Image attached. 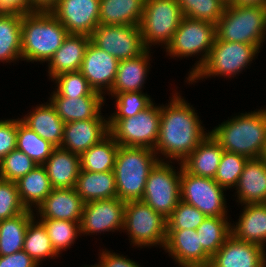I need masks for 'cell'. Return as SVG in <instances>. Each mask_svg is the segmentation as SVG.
Listing matches in <instances>:
<instances>
[{
    "label": "cell",
    "mask_w": 266,
    "mask_h": 267,
    "mask_svg": "<svg viewBox=\"0 0 266 267\" xmlns=\"http://www.w3.org/2000/svg\"><path fill=\"white\" fill-rule=\"evenodd\" d=\"M169 100L168 105H161L160 130L153 150L159 161L177 160L181 163L209 131H204L206 128L202 126L195 108L180 93H173Z\"/></svg>",
    "instance_id": "1"
},
{
    "label": "cell",
    "mask_w": 266,
    "mask_h": 267,
    "mask_svg": "<svg viewBox=\"0 0 266 267\" xmlns=\"http://www.w3.org/2000/svg\"><path fill=\"white\" fill-rule=\"evenodd\" d=\"M218 125L209 132L224 151L247 158L262 157L266 147V107L228 117Z\"/></svg>",
    "instance_id": "2"
},
{
    "label": "cell",
    "mask_w": 266,
    "mask_h": 267,
    "mask_svg": "<svg viewBox=\"0 0 266 267\" xmlns=\"http://www.w3.org/2000/svg\"><path fill=\"white\" fill-rule=\"evenodd\" d=\"M68 34L66 28L50 11L23 14L22 61L48 63Z\"/></svg>",
    "instance_id": "3"
},
{
    "label": "cell",
    "mask_w": 266,
    "mask_h": 267,
    "mask_svg": "<svg viewBox=\"0 0 266 267\" xmlns=\"http://www.w3.org/2000/svg\"><path fill=\"white\" fill-rule=\"evenodd\" d=\"M158 161L153 149L119 146L113 169L117 197L125 202L141 200L149 173Z\"/></svg>",
    "instance_id": "4"
},
{
    "label": "cell",
    "mask_w": 266,
    "mask_h": 267,
    "mask_svg": "<svg viewBox=\"0 0 266 267\" xmlns=\"http://www.w3.org/2000/svg\"><path fill=\"white\" fill-rule=\"evenodd\" d=\"M216 38L256 45L261 50L266 40V6L226 5L216 24Z\"/></svg>",
    "instance_id": "5"
},
{
    "label": "cell",
    "mask_w": 266,
    "mask_h": 267,
    "mask_svg": "<svg viewBox=\"0 0 266 267\" xmlns=\"http://www.w3.org/2000/svg\"><path fill=\"white\" fill-rule=\"evenodd\" d=\"M216 38V25L207 21L183 17L171 41L166 46V53L171 58L199 56L191 68L187 81L204 65Z\"/></svg>",
    "instance_id": "6"
},
{
    "label": "cell",
    "mask_w": 266,
    "mask_h": 267,
    "mask_svg": "<svg viewBox=\"0 0 266 267\" xmlns=\"http://www.w3.org/2000/svg\"><path fill=\"white\" fill-rule=\"evenodd\" d=\"M256 45L235 43L215 38L210 54L204 65L187 81L190 85L198 80L211 77H236L248 68L258 56ZM197 81V82H196Z\"/></svg>",
    "instance_id": "7"
},
{
    "label": "cell",
    "mask_w": 266,
    "mask_h": 267,
    "mask_svg": "<svg viewBox=\"0 0 266 267\" xmlns=\"http://www.w3.org/2000/svg\"><path fill=\"white\" fill-rule=\"evenodd\" d=\"M161 105L152 103L136 116L108 118L109 134L119 146L154 149L160 130Z\"/></svg>",
    "instance_id": "8"
},
{
    "label": "cell",
    "mask_w": 266,
    "mask_h": 267,
    "mask_svg": "<svg viewBox=\"0 0 266 267\" xmlns=\"http://www.w3.org/2000/svg\"><path fill=\"white\" fill-rule=\"evenodd\" d=\"M183 17L177 0H145L139 24L144 47L156 44L166 48Z\"/></svg>",
    "instance_id": "9"
},
{
    "label": "cell",
    "mask_w": 266,
    "mask_h": 267,
    "mask_svg": "<svg viewBox=\"0 0 266 267\" xmlns=\"http://www.w3.org/2000/svg\"><path fill=\"white\" fill-rule=\"evenodd\" d=\"M133 246L145 248L157 245L164 248L167 219L141 200L125 203L124 228Z\"/></svg>",
    "instance_id": "10"
},
{
    "label": "cell",
    "mask_w": 266,
    "mask_h": 267,
    "mask_svg": "<svg viewBox=\"0 0 266 267\" xmlns=\"http://www.w3.org/2000/svg\"><path fill=\"white\" fill-rule=\"evenodd\" d=\"M174 161H158L147 178L142 202L168 219L180 201V168L172 166ZM171 163V165H170Z\"/></svg>",
    "instance_id": "11"
},
{
    "label": "cell",
    "mask_w": 266,
    "mask_h": 267,
    "mask_svg": "<svg viewBox=\"0 0 266 267\" xmlns=\"http://www.w3.org/2000/svg\"><path fill=\"white\" fill-rule=\"evenodd\" d=\"M222 188L213 178L198 177L181 168L180 200L210 217L227 216V201Z\"/></svg>",
    "instance_id": "12"
},
{
    "label": "cell",
    "mask_w": 266,
    "mask_h": 267,
    "mask_svg": "<svg viewBox=\"0 0 266 267\" xmlns=\"http://www.w3.org/2000/svg\"><path fill=\"white\" fill-rule=\"evenodd\" d=\"M90 39L118 61L137 57L146 50L140 28L135 25H98Z\"/></svg>",
    "instance_id": "13"
},
{
    "label": "cell",
    "mask_w": 266,
    "mask_h": 267,
    "mask_svg": "<svg viewBox=\"0 0 266 267\" xmlns=\"http://www.w3.org/2000/svg\"><path fill=\"white\" fill-rule=\"evenodd\" d=\"M125 203L118 197L84 203L80 220L81 236L123 230Z\"/></svg>",
    "instance_id": "14"
},
{
    "label": "cell",
    "mask_w": 266,
    "mask_h": 267,
    "mask_svg": "<svg viewBox=\"0 0 266 267\" xmlns=\"http://www.w3.org/2000/svg\"><path fill=\"white\" fill-rule=\"evenodd\" d=\"M100 0H58L50 12L69 34L91 36L99 25Z\"/></svg>",
    "instance_id": "15"
},
{
    "label": "cell",
    "mask_w": 266,
    "mask_h": 267,
    "mask_svg": "<svg viewBox=\"0 0 266 267\" xmlns=\"http://www.w3.org/2000/svg\"><path fill=\"white\" fill-rule=\"evenodd\" d=\"M163 250L181 267H209L211 261L194 229H167Z\"/></svg>",
    "instance_id": "16"
},
{
    "label": "cell",
    "mask_w": 266,
    "mask_h": 267,
    "mask_svg": "<svg viewBox=\"0 0 266 267\" xmlns=\"http://www.w3.org/2000/svg\"><path fill=\"white\" fill-rule=\"evenodd\" d=\"M118 64L119 61L113 55L108 54L90 41L80 72L94 91L106 95L114 84Z\"/></svg>",
    "instance_id": "17"
},
{
    "label": "cell",
    "mask_w": 266,
    "mask_h": 267,
    "mask_svg": "<svg viewBox=\"0 0 266 267\" xmlns=\"http://www.w3.org/2000/svg\"><path fill=\"white\" fill-rule=\"evenodd\" d=\"M209 267H266L265 248L231 234L211 257Z\"/></svg>",
    "instance_id": "18"
},
{
    "label": "cell",
    "mask_w": 266,
    "mask_h": 267,
    "mask_svg": "<svg viewBox=\"0 0 266 267\" xmlns=\"http://www.w3.org/2000/svg\"><path fill=\"white\" fill-rule=\"evenodd\" d=\"M101 113L97 118L65 123L61 148L81 155L109 134L108 118Z\"/></svg>",
    "instance_id": "19"
},
{
    "label": "cell",
    "mask_w": 266,
    "mask_h": 267,
    "mask_svg": "<svg viewBox=\"0 0 266 267\" xmlns=\"http://www.w3.org/2000/svg\"><path fill=\"white\" fill-rule=\"evenodd\" d=\"M84 202L74 188H53L36 208L40 218L80 221Z\"/></svg>",
    "instance_id": "20"
},
{
    "label": "cell",
    "mask_w": 266,
    "mask_h": 267,
    "mask_svg": "<svg viewBox=\"0 0 266 267\" xmlns=\"http://www.w3.org/2000/svg\"><path fill=\"white\" fill-rule=\"evenodd\" d=\"M235 190L241 206L266 203V161L262 157L247 160Z\"/></svg>",
    "instance_id": "21"
},
{
    "label": "cell",
    "mask_w": 266,
    "mask_h": 267,
    "mask_svg": "<svg viewBox=\"0 0 266 267\" xmlns=\"http://www.w3.org/2000/svg\"><path fill=\"white\" fill-rule=\"evenodd\" d=\"M150 50L146 49L137 57L119 61L114 84L107 95L113 97L118 93L143 92L151 65L149 62L152 60Z\"/></svg>",
    "instance_id": "22"
},
{
    "label": "cell",
    "mask_w": 266,
    "mask_h": 267,
    "mask_svg": "<svg viewBox=\"0 0 266 267\" xmlns=\"http://www.w3.org/2000/svg\"><path fill=\"white\" fill-rule=\"evenodd\" d=\"M50 95L48 101L65 123L97 118L106 101L104 96L62 97L55 91Z\"/></svg>",
    "instance_id": "23"
},
{
    "label": "cell",
    "mask_w": 266,
    "mask_h": 267,
    "mask_svg": "<svg viewBox=\"0 0 266 267\" xmlns=\"http://www.w3.org/2000/svg\"><path fill=\"white\" fill-rule=\"evenodd\" d=\"M90 41V37L86 35L68 34L48 61V76L53 79L63 73L80 71Z\"/></svg>",
    "instance_id": "24"
},
{
    "label": "cell",
    "mask_w": 266,
    "mask_h": 267,
    "mask_svg": "<svg viewBox=\"0 0 266 267\" xmlns=\"http://www.w3.org/2000/svg\"><path fill=\"white\" fill-rule=\"evenodd\" d=\"M43 167L52 188H74L81 170L80 155L55 147Z\"/></svg>",
    "instance_id": "25"
},
{
    "label": "cell",
    "mask_w": 266,
    "mask_h": 267,
    "mask_svg": "<svg viewBox=\"0 0 266 267\" xmlns=\"http://www.w3.org/2000/svg\"><path fill=\"white\" fill-rule=\"evenodd\" d=\"M223 151L219 142L209 132L181 162L182 168L192 175L214 179Z\"/></svg>",
    "instance_id": "26"
},
{
    "label": "cell",
    "mask_w": 266,
    "mask_h": 267,
    "mask_svg": "<svg viewBox=\"0 0 266 267\" xmlns=\"http://www.w3.org/2000/svg\"><path fill=\"white\" fill-rule=\"evenodd\" d=\"M231 234L238 240L255 243L265 248L266 203L244 204L238 222L231 223Z\"/></svg>",
    "instance_id": "27"
},
{
    "label": "cell",
    "mask_w": 266,
    "mask_h": 267,
    "mask_svg": "<svg viewBox=\"0 0 266 267\" xmlns=\"http://www.w3.org/2000/svg\"><path fill=\"white\" fill-rule=\"evenodd\" d=\"M21 121L54 147H61L65 122L50 101L37 105Z\"/></svg>",
    "instance_id": "28"
},
{
    "label": "cell",
    "mask_w": 266,
    "mask_h": 267,
    "mask_svg": "<svg viewBox=\"0 0 266 267\" xmlns=\"http://www.w3.org/2000/svg\"><path fill=\"white\" fill-rule=\"evenodd\" d=\"M74 189L84 203L117 197L113 171L91 172L80 170Z\"/></svg>",
    "instance_id": "29"
},
{
    "label": "cell",
    "mask_w": 266,
    "mask_h": 267,
    "mask_svg": "<svg viewBox=\"0 0 266 267\" xmlns=\"http://www.w3.org/2000/svg\"><path fill=\"white\" fill-rule=\"evenodd\" d=\"M145 0H100L99 25L139 26Z\"/></svg>",
    "instance_id": "30"
},
{
    "label": "cell",
    "mask_w": 266,
    "mask_h": 267,
    "mask_svg": "<svg viewBox=\"0 0 266 267\" xmlns=\"http://www.w3.org/2000/svg\"><path fill=\"white\" fill-rule=\"evenodd\" d=\"M22 17L23 14L0 12V62L22 61Z\"/></svg>",
    "instance_id": "31"
},
{
    "label": "cell",
    "mask_w": 266,
    "mask_h": 267,
    "mask_svg": "<svg viewBox=\"0 0 266 267\" xmlns=\"http://www.w3.org/2000/svg\"><path fill=\"white\" fill-rule=\"evenodd\" d=\"M16 183L22 204L32 211H36L53 189L43 165H37Z\"/></svg>",
    "instance_id": "32"
},
{
    "label": "cell",
    "mask_w": 266,
    "mask_h": 267,
    "mask_svg": "<svg viewBox=\"0 0 266 267\" xmlns=\"http://www.w3.org/2000/svg\"><path fill=\"white\" fill-rule=\"evenodd\" d=\"M34 216V211L27 209L13 218L0 221V256L22 251L27 227Z\"/></svg>",
    "instance_id": "33"
},
{
    "label": "cell",
    "mask_w": 266,
    "mask_h": 267,
    "mask_svg": "<svg viewBox=\"0 0 266 267\" xmlns=\"http://www.w3.org/2000/svg\"><path fill=\"white\" fill-rule=\"evenodd\" d=\"M119 144L108 134L98 144L80 155L81 170L91 172L113 171Z\"/></svg>",
    "instance_id": "34"
},
{
    "label": "cell",
    "mask_w": 266,
    "mask_h": 267,
    "mask_svg": "<svg viewBox=\"0 0 266 267\" xmlns=\"http://www.w3.org/2000/svg\"><path fill=\"white\" fill-rule=\"evenodd\" d=\"M22 250L38 265L42 264V261L47 259V257L48 259L59 257L53 248L46 228L36 219V216L27 227Z\"/></svg>",
    "instance_id": "35"
},
{
    "label": "cell",
    "mask_w": 266,
    "mask_h": 267,
    "mask_svg": "<svg viewBox=\"0 0 266 267\" xmlns=\"http://www.w3.org/2000/svg\"><path fill=\"white\" fill-rule=\"evenodd\" d=\"M228 217H210L196 229L203 250L212 257L231 235Z\"/></svg>",
    "instance_id": "36"
},
{
    "label": "cell",
    "mask_w": 266,
    "mask_h": 267,
    "mask_svg": "<svg viewBox=\"0 0 266 267\" xmlns=\"http://www.w3.org/2000/svg\"><path fill=\"white\" fill-rule=\"evenodd\" d=\"M16 148L27 154L38 165H43L55 147L17 118Z\"/></svg>",
    "instance_id": "37"
},
{
    "label": "cell",
    "mask_w": 266,
    "mask_h": 267,
    "mask_svg": "<svg viewBox=\"0 0 266 267\" xmlns=\"http://www.w3.org/2000/svg\"><path fill=\"white\" fill-rule=\"evenodd\" d=\"M38 220L47 230L55 252L60 255L62 251L70 249L78 236H81L80 221L40 218Z\"/></svg>",
    "instance_id": "38"
},
{
    "label": "cell",
    "mask_w": 266,
    "mask_h": 267,
    "mask_svg": "<svg viewBox=\"0 0 266 267\" xmlns=\"http://www.w3.org/2000/svg\"><path fill=\"white\" fill-rule=\"evenodd\" d=\"M184 16L217 24L226 8L221 0H177Z\"/></svg>",
    "instance_id": "39"
},
{
    "label": "cell",
    "mask_w": 266,
    "mask_h": 267,
    "mask_svg": "<svg viewBox=\"0 0 266 267\" xmlns=\"http://www.w3.org/2000/svg\"><path fill=\"white\" fill-rule=\"evenodd\" d=\"M51 81L57 84L54 91L62 97L104 96L102 93L94 91L80 71L60 74Z\"/></svg>",
    "instance_id": "40"
},
{
    "label": "cell",
    "mask_w": 266,
    "mask_h": 267,
    "mask_svg": "<svg viewBox=\"0 0 266 267\" xmlns=\"http://www.w3.org/2000/svg\"><path fill=\"white\" fill-rule=\"evenodd\" d=\"M248 159L240 154L223 151L214 180L224 189H234Z\"/></svg>",
    "instance_id": "41"
},
{
    "label": "cell",
    "mask_w": 266,
    "mask_h": 267,
    "mask_svg": "<svg viewBox=\"0 0 266 267\" xmlns=\"http://www.w3.org/2000/svg\"><path fill=\"white\" fill-rule=\"evenodd\" d=\"M37 165L27 154L16 148L0 161V178L16 182Z\"/></svg>",
    "instance_id": "42"
},
{
    "label": "cell",
    "mask_w": 266,
    "mask_h": 267,
    "mask_svg": "<svg viewBox=\"0 0 266 267\" xmlns=\"http://www.w3.org/2000/svg\"><path fill=\"white\" fill-rule=\"evenodd\" d=\"M116 112L110 114L108 118H128L136 116L141 111L148 108L152 103V98L144 92H127L115 94Z\"/></svg>",
    "instance_id": "43"
},
{
    "label": "cell",
    "mask_w": 266,
    "mask_h": 267,
    "mask_svg": "<svg viewBox=\"0 0 266 267\" xmlns=\"http://www.w3.org/2000/svg\"><path fill=\"white\" fill-rule=\"evenodd\" d=\"M206 217L198 208L180 200L167 219V229L196 230Z\"/></svg>",
    "instance_id": "44"
},
{
    "label": "cell",
    "mask_w": 266,
    "mask_h": 267,
    "mask_svg": "<svg viewBox=\"0 0 266 267\" xmlns=\"http://www.w3.org/2000/svg\"><path fill=\"white\" fill-rule=\"evenodd\" d=\"M26 210L20 200L17 183L0 178V221L13 218Z\"/></svg>",
    "instance_id": "45"
},
{
    "label": "cell",
    "mask_w": 266,
    "mask_h": 267,
    "mask_svg": "<svg viewBox=\"0 0 266 267\" xmlns=\"http://www.w3.org/2000/svg\"><path fill=\"white\" fill-rule=\"evenodd\" d=\"M17 119L0 120V161L16 149Z\"/></svg>",
    "instance_id": "46"
},
{
    "label": "cell",
    "mask_w": 266,
    "mask_h": 267,
    "mask_svg": "<svg viewBox=\"0 0 266 267\" xmlns=\"http://www.w3.org/2000/svg\"><path fill=\"white\" fill-rule=\"evenodd\" d=\"M99 255V262L97 263L99 267H141L140 264L127 258V256L111 252L106 248L99 252Z\"/></svg>",
    "instance_id": "47"
},
{
    "label": "cell",
    "mask_w": 266,
    "mask_h": 267,
    "mask_svg": "<svg viewBox=\"0 0 266 267\" xmlns=\"http://www.w3.org/2000/svg\"><path fill=\"white\" fill-rule=\"evenodd\" d=\"M0 267H39V265L22 250L11 255L0 256Z\"/></svg>",
    "instance_id": "48"
},
{
    "label": "cell",
    "mask_w": 266,
    "mask_h": 267,
    "mask_svg": "<svg viewBox=\"0 0 266 267\" xmlns=\"http://www.w3.org/2000/svg\"><path fill=\"white\" fill-rule=\"evenodd\" d=\"M0 12L26 14L30 12V0H0Z\"/></svg>",
    "instance_id": "49"
},
{
    "label": "cell",
    "mask_w": 266,
    "mask_h": 267,
    "mask_svg": "<svg viewBox=\"0 0 266 267\" xmlns=\"http://www.w3.org/2000/svg\"><path fill=\"white\" fill-rule=\"evenodd\" d=\"M58 0H30V12L32 11H50Z\"/></svg>",
    "instance_id": "50"
},
{
    "label": "cell",
    "mask_w": 266,
    "mask_h": 267,
    "mask_svg": "<svg viewBox=\"0 0 266 267\" xmlns=\"http://www.w3.org/2000/svg\"><path fill=\"white\" fill-rule=\"evenodd\" d=\"M231 5H237V6H266V0H233Z\"/></svg>",
    "instance_id": "51"
},
{
    "label": "cell",
    "mask_w": 266,
    "mask_h": 267,
    "mask_svg": "<svg viewBox=\"0 0 266 267\" xmlns=\"http://www.w3.org/2000/svg\"><path fill=\"white\" fill-rule=\"evenodd\" d=\"M226 5H231L233 0H221Z\"/></svg>",
    "instance_id": "52"
},
{
    "label": "cell",
    "mask_w": 266,
    "mask_h": 267,
    "mask_svg": "<svg viewBox=\"0 0 266 267\" xmlns=\"http://www.w3.org/2000/svg\"><path fill=\"white\" fill-rule=\"evenodd\" d=\"M262 158H263L264 161H266V147H265V151H264V153L262 155Z\"/></svg>",
    "instance_id": "53"
},
{
    "label": "cell",
    "mask_w": 266,
    "mask_h": 267,
    "mask_svg": "<svg viewBox=\"0 0 266 267\" xmlns=\"http://www.w3.org/2000/svg\"><path fill=\"white\" fill-rule=\"evenodd\" d=\"M84 267H99V265L98 264H94V265H91V266H86V265H84Z\"/></svg>",
    "instance_id": "54"
}]
</instances>
